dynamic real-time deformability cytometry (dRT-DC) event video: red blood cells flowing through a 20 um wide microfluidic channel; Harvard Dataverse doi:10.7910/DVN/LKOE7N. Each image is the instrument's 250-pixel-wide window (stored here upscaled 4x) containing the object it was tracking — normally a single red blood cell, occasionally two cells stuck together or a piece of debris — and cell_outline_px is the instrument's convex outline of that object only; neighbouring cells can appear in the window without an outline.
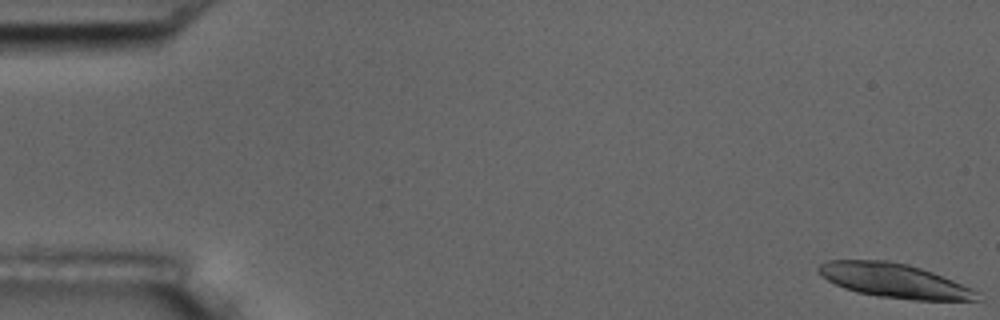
{"species": "common noctule bat (a hibernating species)", "species_latin": "Nyctalus noctula", "temperature_condition": "room temperature", "stored_images_in_passage": 7, "camera_frame_rate_fps": 3000, "um_per_image_px": 0.085, "animal": {"sex": "male", "body_mass_g": 17.5, "forearm_length_mm": 52.3}, "frame": {"image": 1, "passage_image": 1, "time_ms": 0.0, "image_size_px": [1000, 320], "cell_outline_px": [[980, 300], [912, 300], [876, 296], [856, 292], [844, 288], [820, 276], [816, 268], [820, 264], [828, 260], [888, 260], [908, 264], [932, 272], [972, 288], [976, 292]], "centroid_in_image_um": [75.96, 23.85], "position_along_channel_um": 9.0, "area_um2": 31.56}}